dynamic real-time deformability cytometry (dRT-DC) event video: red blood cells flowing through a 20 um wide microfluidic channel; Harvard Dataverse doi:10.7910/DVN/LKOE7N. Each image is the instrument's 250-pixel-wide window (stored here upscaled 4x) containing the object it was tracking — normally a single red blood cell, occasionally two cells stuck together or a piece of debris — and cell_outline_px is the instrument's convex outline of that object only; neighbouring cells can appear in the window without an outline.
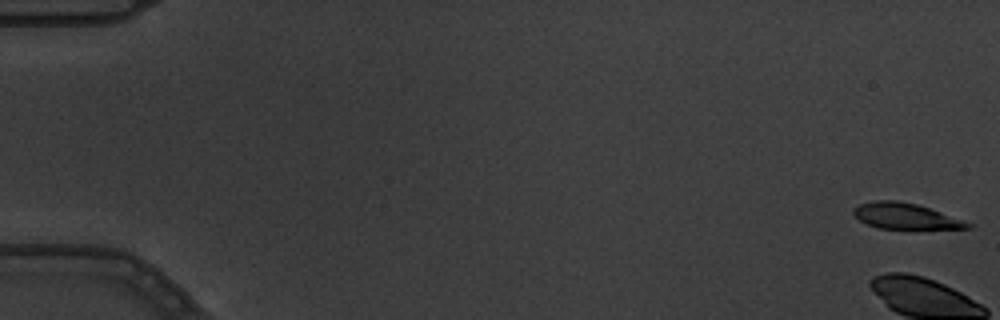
{"species": "common noctule bat (a hibernating species)", "species_latin": "Nyctalus noctula", "temperature_condition": "warm", "stored_images_in_passage": 7, "camera_frame_rate_fps": 3000, "um_per_image_px": 0.085, "animal": {"sex": "male", "body_mass_g": 19.5, "forearm_length_mm": 54.6}, "frame": {"image": 1, "passage_image": 1, "time_ms": 0.0, "image_size_px": [1000, 320], "cell_outline_px": [[972, 228], [876, 228], [860, 220], [852, 212], [852, 208], [860, 204], [872, 200], [896, 200], [916, 204], [940, 212], [972, 224]], "centroid_in_image_um": [76.88, 18.35], "position_along_channel_um": 8.1, "area_um2": 16.76}}